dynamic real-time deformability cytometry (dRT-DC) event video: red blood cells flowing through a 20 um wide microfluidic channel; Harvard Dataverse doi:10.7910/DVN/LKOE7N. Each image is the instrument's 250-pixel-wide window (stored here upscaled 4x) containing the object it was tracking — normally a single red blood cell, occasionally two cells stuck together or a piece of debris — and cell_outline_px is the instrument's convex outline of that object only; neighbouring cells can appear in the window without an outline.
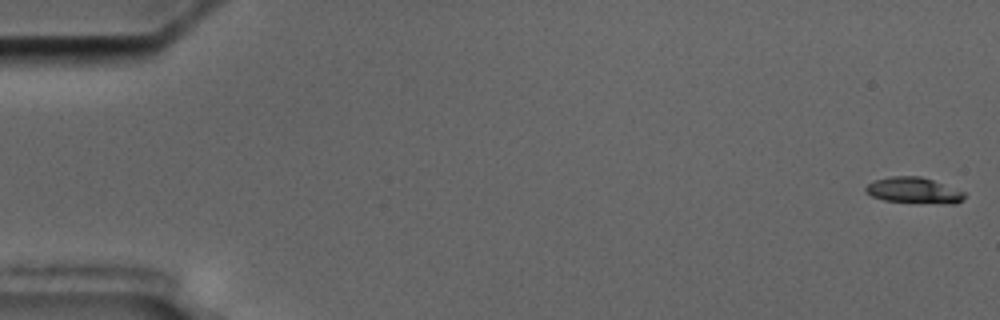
{"species": "common noctule bat (a hibernating species)", "species_latin": "Nyctalus noctula", "temperature_condition": "cold", "stored_images_in_passage": 57, "camera_frame_rate_fps": 3000, "um_per_image_px": 0.085, "animal": {"sex": "male", "body_mass_g": 17.5, "forearm_length_mm": 52.3}, "frame": {"image": 1, "passage_image": 1, "time_ms": 0.0, "image_size_px": [1000, 320], "cell_outline_px": [[964, 200], [956, 204], [948, 204], [884, 200], [872, 196], [864, 192], [864, 188], [872, 180], [888, 176], [920, 176], [932, 180], [964, 192]], "centroid_in_image_um": [77.63, 16.18], "position_along_channel_um": 7.4, "area_um2": 14.91}}
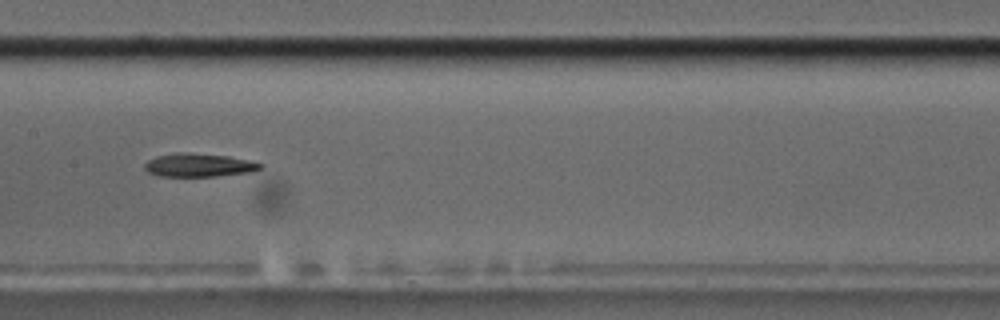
{"frame": {"image": 2, "passage_image": 29, "time_ms": 9.333, "image_size_px": [1000, 320], "cell_outline_px": [[264, 164], [260, 168], [252, 172], [216, 176], [160, 176], [148, 172], [144, 168], [144, 164], [148, 160], [156, 156], [176, 152], [188, 152], [228, 156], [248, 160]], "centroid_in_image_um": [16.88, 14.03], "position_along_channel_um": 190.5, "area_um2": 15.78}}
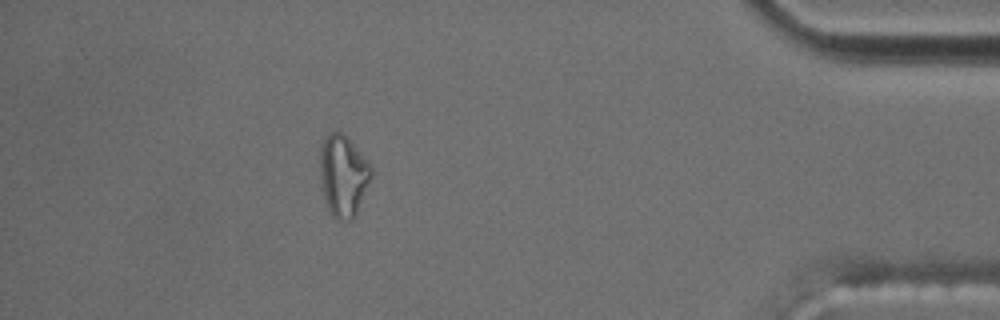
{"frame": {"image": 3, "passage_image": 51, "time_ms": 16.667, "image_size_px": [1000, 320], "cell_outline_px": [[372, 176], [356, 212], [352, 220], [336, 220], [332, 216], [324, 200], [320, 184], [320, 144], [324, 136], [328, 132], [336, 128], [348, 136], [372, 168]], "centroid_in_image_um": [29.13, 14.87], "position_along_channel_um": 406.1, "area_um2": 24.74}}